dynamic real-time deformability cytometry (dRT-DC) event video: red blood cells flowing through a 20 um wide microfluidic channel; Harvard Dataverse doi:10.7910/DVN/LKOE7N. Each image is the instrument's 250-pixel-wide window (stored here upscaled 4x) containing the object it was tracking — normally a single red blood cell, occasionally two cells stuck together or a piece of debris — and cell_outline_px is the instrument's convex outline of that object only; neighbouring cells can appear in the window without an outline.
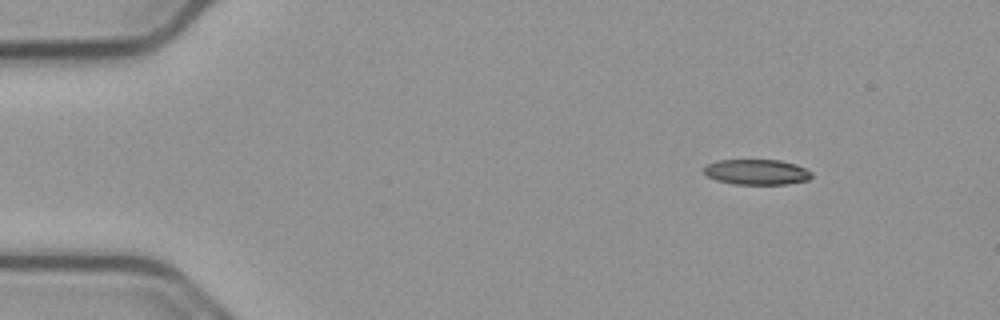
{"species": "common noctule bat (a hibernating species)", "species_latin": "Nyctalus noctula", "temperature_condition": "cold", "stored_images_in_passage": 50, "segment_of_instrument_passage": [1, 2], "camera_frame_rate_fps": 3000, "um_per_image_px": 0.085, "animal": {"sex": "male", "body_mass_g": 23.1, "forearm_length_mm": 52.7}, "frame": {"image": 1, "passage_image": 1, "time_ms": 0.0, "image_size_px": [1000, 320], "cell_outline_px": [[812, 176], [808, 180], [788, 184], [732, 184], [716, 180], [708, 176], [704, 172], [704, 168], [708, 164], [716, 160], [780, 160], [796, 164], [812, 172]], "centroid_in_image_um": [64.33, 14.62], "position_along_channel_um": 20.7, "area_um2": 15.95}}
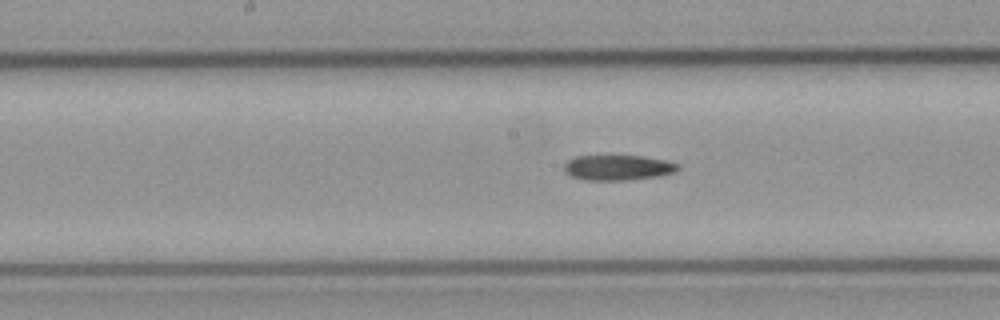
{"frame": {"image": 2, "passage_image": 22, "time_ms": 7.0, "image_size_px": [1000, 320], "cell_outline_px": [[680, 168], [672, 172], [660, 176], [632, 180], [584, 180], [572, 176], [564, 172], [564, 164], [568, 160], [576, 156], [640, 156], [664, 160], [676, 164]], "centroid_in_image_um": [52.48, 14.26], "position_along_channel_um": 195.7, "area_um2": 16.65}}
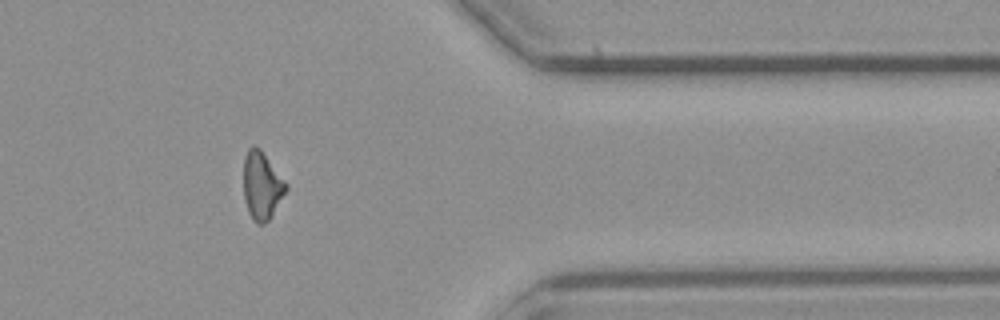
{"frame": {"image": 3, "passage_image": 39, "time_ms": 12.667, "image_size_px": [1000, 320], "cell_outline_px": [[288, 188], [268, 220], [264, 224], [256, 224], [252, 220], [248, 212], [244, 200], [244, 156], [248, 148], [260, 148], [288, 184]], "centroid_in_image_um": [22.25, 15.8], "position_along_channel_um": 389.2, "area_um2": 16.65}}